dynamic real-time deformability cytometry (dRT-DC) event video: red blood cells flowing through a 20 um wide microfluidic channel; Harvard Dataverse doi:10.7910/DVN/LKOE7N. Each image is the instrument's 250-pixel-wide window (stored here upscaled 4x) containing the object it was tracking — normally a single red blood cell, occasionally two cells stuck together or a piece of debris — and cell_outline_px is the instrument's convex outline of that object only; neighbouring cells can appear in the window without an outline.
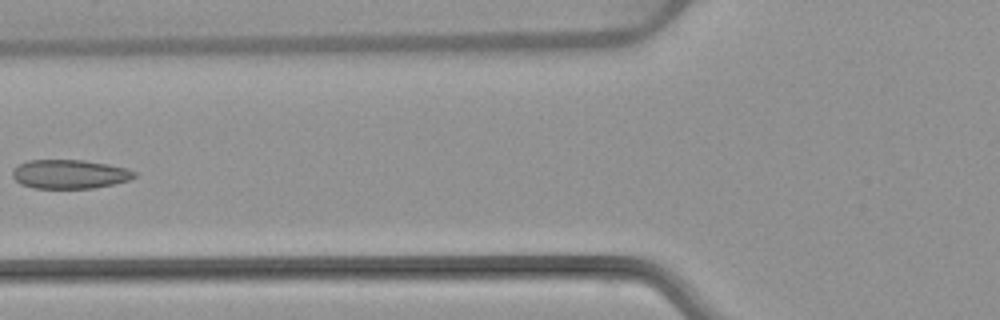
{"species": "common noctule bat (a hibernating species)", "species_latin": "Nyctalus noctula", "temperature_condition": "warm", "stored_images_in_passage": 6, "camera_frame_rate_fps": 3000, "um_per_image_px": 0.085, "animal": {"sex": "female", "body_mass_g": 22.7, "forearm_length_mm": 54.2}, "frame": {"image": 1, "passage_image": 5, "time_ms": 6.667, "image_size_px": [1000, 320], "cell_outline_px": [[136, 176], [128, 180], [112, 184], [92, 188], [32, 188], [20, 184], [12, 176], [12, 172], [20, 164], [28, 160], [84, 160], [108, 164], [128, 168], [136, 172]], "centroid_in_image_um": [5.92, 14.8], "position_along_channel_um": 119.9, "area_um2": 20.52}}
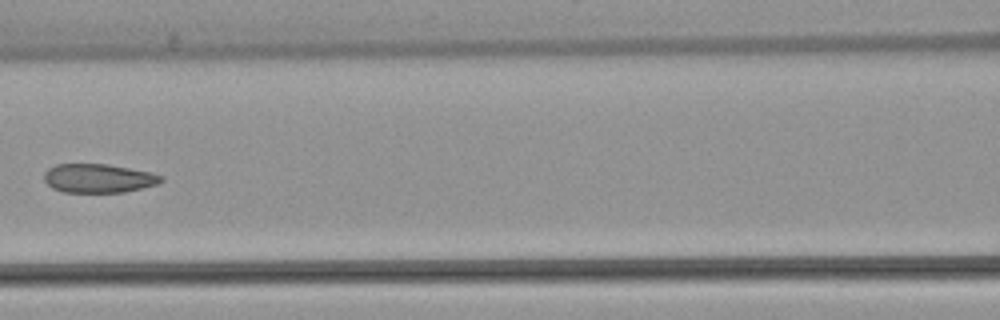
{"frame": {"image": 2, "passage_image": 6, "time_ms": 7.667, "image_size_px": [1000, 320], "cell_outline_px": [[164, 180], [156, 184], [124, 192], [64, 192], [52, 188], [44, 180], [44, 172], [48, 168], [56, 164], [108, 164], [152, 172], [164, 176]], "centroid_in_image_um": [8.37, 15.14], "position_along_channel_um": 158.2, "area_um2": 19.71}}